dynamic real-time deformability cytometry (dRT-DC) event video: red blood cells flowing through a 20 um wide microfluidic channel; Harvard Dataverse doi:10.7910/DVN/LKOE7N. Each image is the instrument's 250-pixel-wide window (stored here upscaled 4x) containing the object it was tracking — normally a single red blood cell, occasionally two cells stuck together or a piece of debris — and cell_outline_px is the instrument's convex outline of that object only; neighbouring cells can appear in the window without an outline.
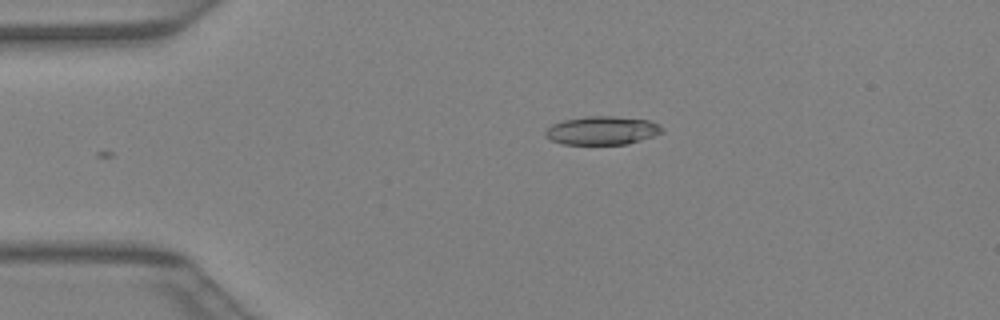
{"species": "Egyptian fruit bat (a non-hibernating species)", "species_latin": "Rousettus aegyptiacus", "temperature_condition": "warm", "stored_images_in_passage": 14, "camera_frame_rate_fps": 3000, "um_per_image_px": 0.085, "animal": {"sex": "female"}, "frame": {"image": 1, "passage_image": 2, "time_ms": 0.333, "image_size_px": [1000, 320], "cell_outline_px": [[664, 132], [628, 144], [564, 144], [552, 140], [544, 136], [544, 132], [552, 124], [564, 120], [584, 116], [612, 116], [648, 120], [660, 124], [664, 128]], "centroid_in_image_um": [51.19, 11.09], "position_along_channel_um": 33.8, "area_um2": 19.36}}
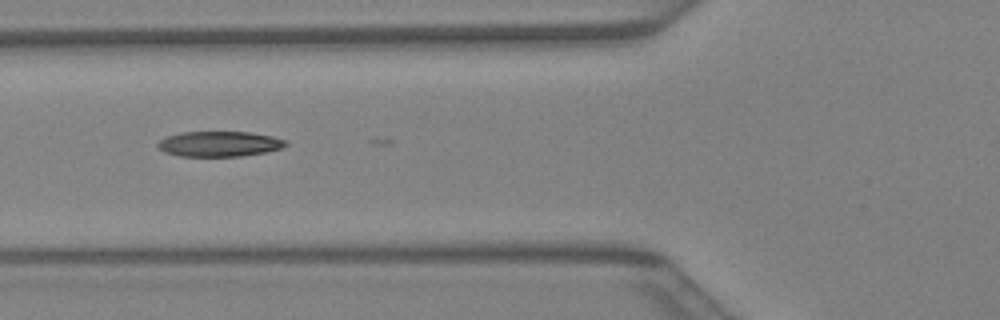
{"frame": {"image": 2, "passage_image": 9, "time_ms": 2.667, "image_size_px": [1000, 320], "cell_outline_px": [[288, 144], [284, 148], [268, 152], [240, 156], [180, 156], [164, 152], [156, 144], [160, 140], [168, 136], [180, 132], [248, 132], [272, 136], [284, 140]], "centroid_in_image_um": [18.67, 12.23], "position_along_channel_um": 107.1, "area_um2": 18.84}}
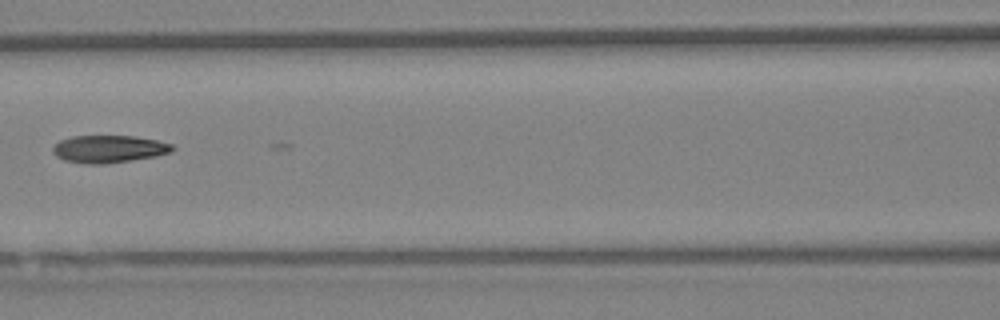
{"frame": {"image": 3, "passage_image": 12, "time_ms": 3.667, "image_size_px": [1000, 320], "cell_outline_px": [[176, 148], [168, 152], [156, 156], [104, 164], [84, 164], [64, 160], [56, 156], [52, 152], [52, 148], [60, 140], [72, 136], [136, 136], [156, 140], [172, 144]], "centroid_in_image_um": [9.22, 12.66], "position_along_channel_um": 157.4, "area_um2": 19.07}}